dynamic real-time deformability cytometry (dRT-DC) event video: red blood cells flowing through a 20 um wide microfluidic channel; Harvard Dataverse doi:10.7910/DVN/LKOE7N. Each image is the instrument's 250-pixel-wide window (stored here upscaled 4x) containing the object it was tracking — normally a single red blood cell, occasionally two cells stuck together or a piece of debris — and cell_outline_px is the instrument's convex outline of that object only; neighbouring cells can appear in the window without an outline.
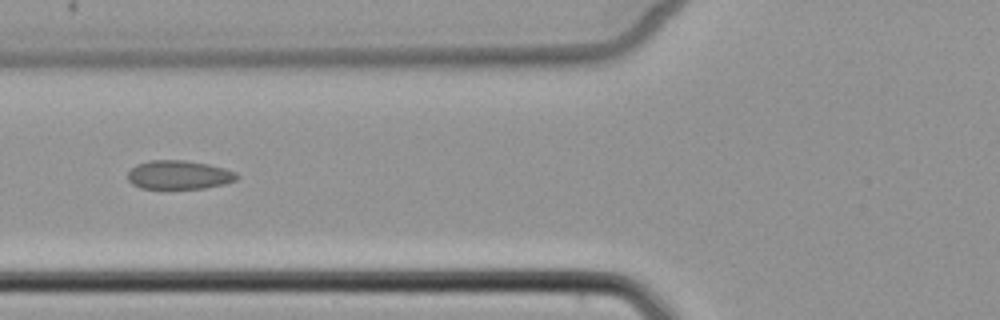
{"species": "common noctule bat (a hibernating species)", "species_latin": "Nyctalus noctula", "temperature_condition": "cold", "stored_images_in_passage": 4, "camera_frame_rate_fps": 3000, "um_per_image_px": 0.085, "animal": {"sex": "female", "body_mass_g": 22.7, "forearm_length_mm": 54.2}, "frame": {"image": 1, "passage_image": 4, "time_ms": 4.0, "image_size_px": [1000, 320], "cell_outline_px": [[240, 176], [236, 180], [224, 184], [204, 188], [140, 188], [132, 184], [128, 180], [128, 172], [136, 164], [148, 160], [184, 160], [208, 164], [224, 168], [236, 172]], "centroid_in_image_um": [15.21, 14.85], "position_along_channel_um": 110.6, "area_um2": 18.32}}